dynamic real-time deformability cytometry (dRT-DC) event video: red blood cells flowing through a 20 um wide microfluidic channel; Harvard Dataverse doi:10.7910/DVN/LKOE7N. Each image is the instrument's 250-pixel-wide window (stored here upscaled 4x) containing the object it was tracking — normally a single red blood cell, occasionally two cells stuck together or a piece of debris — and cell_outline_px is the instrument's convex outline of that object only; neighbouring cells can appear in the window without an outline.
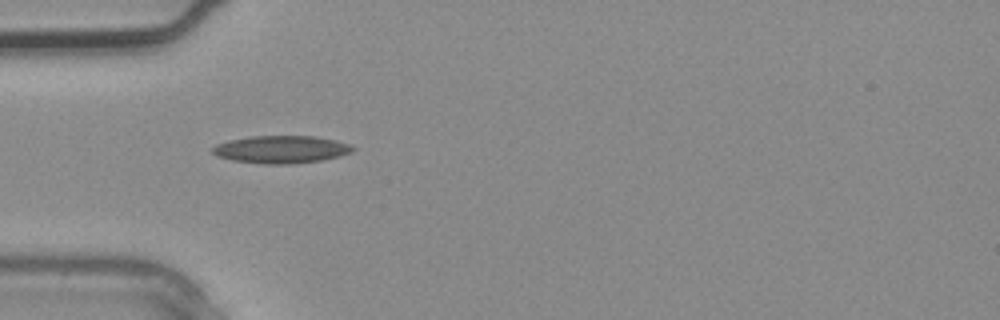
{"species": "common noctule bat (a hibernating species)", "species_latin": "Nyctalus noctula", "temperature_condition": "warm", "stored_images_in_passage": 3, "camera_frame_rate_fps": 3000, "um_per_image_px": 0.085, "animal": {"sex": "male", "body_mass_g": 20.4}, "frame": {"image": 1, "passage_image": 3, "time_ms": 0.667, "image_size_px": [1000, 320], "cell_outline_px": [[356, 148], [352, 152], [340, 156], [320, 160], [292, 164], [264, 164], [232, 160], [216, 156], [212, 152], [212, 148], [216, 144], [228, 140], [252, 136], [312, 136], [336, 140], [352, 144]], "centroid_in_image_um": [23.91, 12.7], "position_along_channel_um": 61.1, "area_um2": 22.66}}